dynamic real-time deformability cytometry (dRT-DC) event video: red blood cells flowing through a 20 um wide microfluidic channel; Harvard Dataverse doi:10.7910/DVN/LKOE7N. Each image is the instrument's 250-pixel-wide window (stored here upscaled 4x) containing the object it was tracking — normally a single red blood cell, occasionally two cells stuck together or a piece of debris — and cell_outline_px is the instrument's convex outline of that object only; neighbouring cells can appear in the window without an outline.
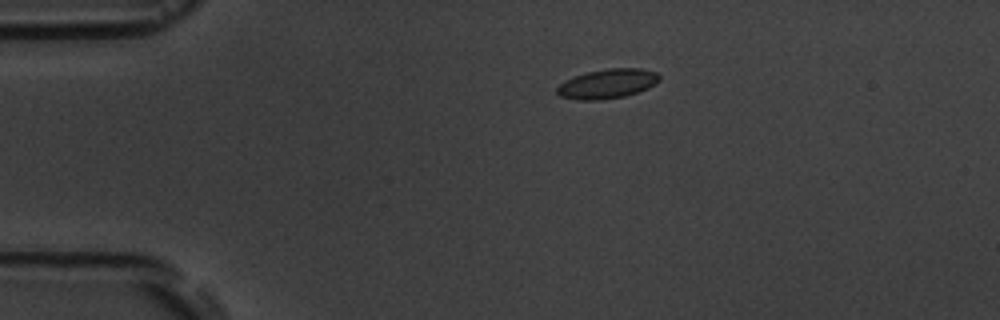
{"species": "common noctule bat (a hibernating species)", "species_latin": "Nyctalus noctula", "temperature_condition": "room temperature", "stored_images_in_passage": 13, "camera_frame_rate_fps": 3000, "um_per_image_px": 0.085, "animal": {"sex": "male", "body_mass_g": 19.5, "forearm_length_mm": 54.6}, "frame": {"image": 1, "passage_image": 1, "time_ms": 0.0, "image_size_px": [1000, 320], "cell_outline_px": [[660, 80], [656, 84], [648, 88], [624, 96], [600, 100], [576, 100], [560, 96], [556, 92], [556, 88], [564, 80], [588, 72], [608, 68], [640, 68], [656, 72], [660, 76]], "centroid_in_image_um": [51.63, 7.12], "position_along_channel_um": 33.4, "area_um2": 17.57}}
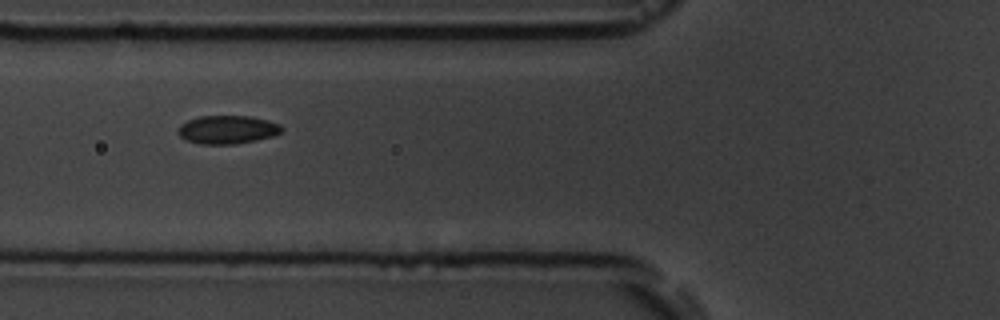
{"frame": {"image": 2, "passage_image": 4, "time_ms": 3.333, "image_size_px": [1000, 320], "cell_outline_px": [[284, 128], [280, 132], [272, 136], [256, 140], [236, 144], [200, 144], [184, 140], [176, 132], [180, 124], [188, 120], [200, 116], [252, 116], [268, 120], [280, 124]], "centroid_in_image_um": [19.3, 11.02], "position_along_channel_um": 106.5, "area_um2": 17.28}}
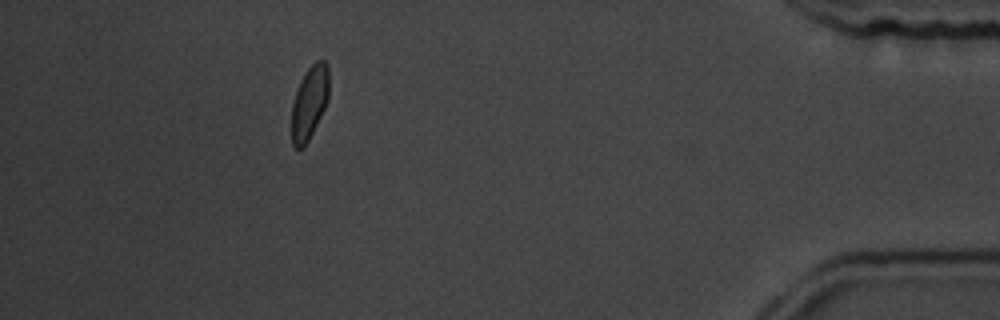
{"frame": {"image": 3, "passage_image": 12, "time_ms": 13.333, "image_size_px": [1000, 320], "cell_outline_px": [[328, 100], [304, 148], [296, 148], [292, 144], [292, 104], [300, 80], [304, 72], [316, 60], [324, 60], [328, 64]], "centroid_in_image_um": [26.3, 8.69], "position_along_channel_um": 408.9, "area_um2": 15.78}, "authors_computed_cell_mechanics": {"area_um2": 17.2822, "velocity_mm_per_s": 3.576, "shape_relaxation_time_tau1_ms": 6.1499, "shape_relaxation_time_tau2_ms": 2.3705, "deformation_change_tau1": 0.1106, "deformation_change_tau2": 0.0494}}